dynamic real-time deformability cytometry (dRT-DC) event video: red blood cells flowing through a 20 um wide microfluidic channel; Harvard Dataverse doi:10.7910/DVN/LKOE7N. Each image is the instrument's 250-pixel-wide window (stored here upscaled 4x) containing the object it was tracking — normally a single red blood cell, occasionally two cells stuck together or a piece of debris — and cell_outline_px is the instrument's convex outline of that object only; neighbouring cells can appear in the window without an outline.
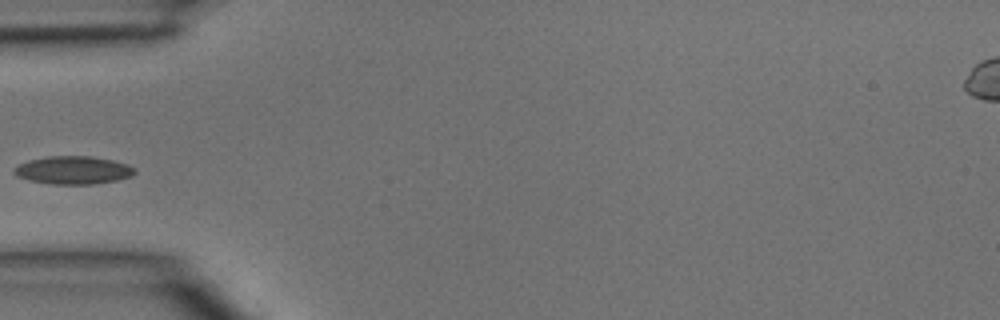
{"species": "common noctule bat (a hibernating species)", "species_latin": "Nyctalus noctula", "temperature_condition": "room temperature", "stored_images_in_passage": 3, "camera_frame_rate_fps": 3000, "um_per_image_px": 0.085, "animal": {"sex": "male", "body_mass_g": 15.6}, "frame": {"image": 1, "passage_image": 3, "time_ms": 0.667, "image_size_px": [1000, 320], "cell_outline_px": [[136, 172], [132, 176], [116, 180], [92, 184], [52, 184], [28, 180], [16, 176], [12, 172], [12, 168], [28, 160], [48, 156], [92, 156], [112, 160], [128, 164], [136, 168]], "centroid_in_image_um": [6.21, 14.46], "position_along_channel_um": 78.8, "area_um2": 19.83}}